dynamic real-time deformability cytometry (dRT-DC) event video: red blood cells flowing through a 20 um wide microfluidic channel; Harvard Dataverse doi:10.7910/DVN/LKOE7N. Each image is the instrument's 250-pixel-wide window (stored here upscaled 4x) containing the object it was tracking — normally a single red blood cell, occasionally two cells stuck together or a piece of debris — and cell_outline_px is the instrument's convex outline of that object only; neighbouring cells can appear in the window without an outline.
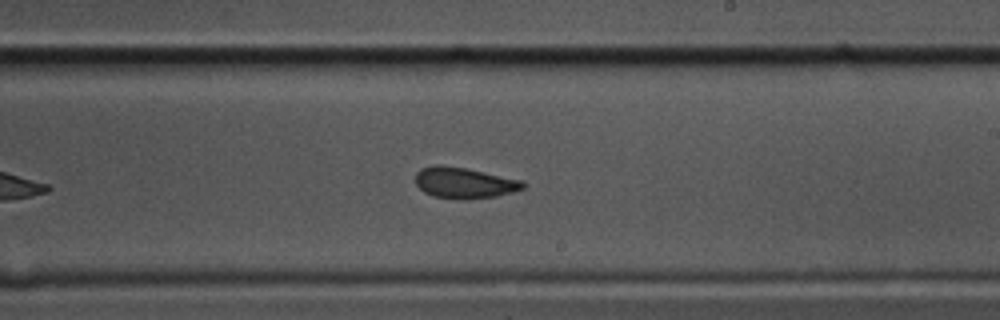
{"species": "common noctule bat (a hibernating species)", "species_latin": "Nyctalus noctula", "temperature_condition": "cold", "stored_images_in_passage": 48, "camera_frame_rate_fps": 3000, "um_per_image_px": 0.085, "animal": {"sex": "male", "body_mass_g": 17.5, "forearm_length_mm": 52.3}, "frame": {"image": 1, "passage_image": 23, "time_ms": 7.333, "image_size_px": [1000, 320], "cell_outline_px": [[524, 188], [512, 192], [496, 196], [464, 200], [456, 200], [432, 196], [424, 192], [416, 184], [416, 172], [420, 168], [436, 164], [440, 164], [464, 168], [524, 180]], "centroid_in_image_um": [39.43, 15.55], "position_along_channel_um": 249.6, "area_um2": 19.59}}
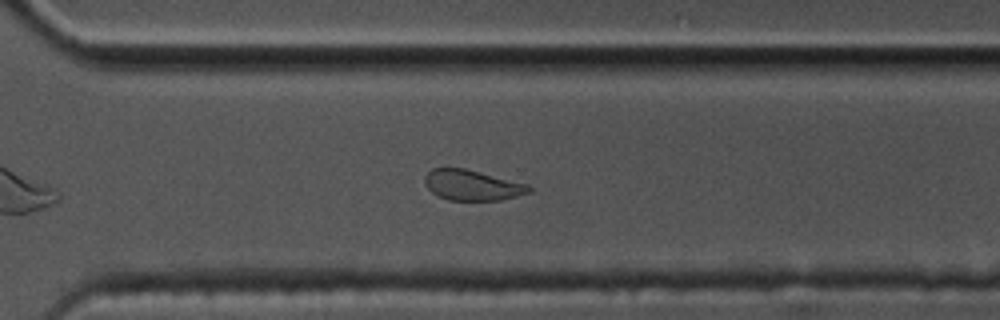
{"frame": {"image": 2, "passage_image": 30, "time_ms": 9.667, "image_size_px": [1000, 320], "cell_outline_px": [[532, 192], [500, 200], [448, 200], [436, 196], [424, 184], [424, 176], [432, 168], [464, 168], [528, 184], [532, 188]], "centroid_in_image_um": [40.12, 15.74], "position_along_channel_um": 330.5, "area_um2": 18.55}}
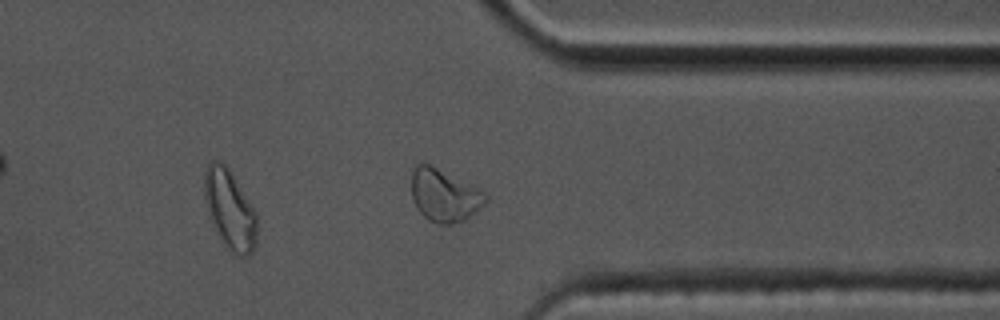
{"frame": {"image": 3, "passage_image": 34, "time_ms": 11.0, "image_size_px": [1000, 320], "cell_outline_px": [[488, 200], [464, 220], [452, 224], [436, 224], [428, 220], [416, 208], [412, 200], [412, 168], [416, 164], [424, 160], [432, 164], [484, 192], [488, 196]], "centroid_in_image_um": [37.71, 16.57], "position_along_channel_um": 373.7, "area_um2": 22.83}, "authors_computed_cell_mechanics": {"area_um2": 19.652, "velocity_mm_per_s": 3.4689, "shape_relaxation_time_tau1_ms": 2.8028, "shape_relaxation_time_tau2_ms": 1.6549, "deformation_change_tau1": 0.104, "deformation_change_tau2": 0.08}}